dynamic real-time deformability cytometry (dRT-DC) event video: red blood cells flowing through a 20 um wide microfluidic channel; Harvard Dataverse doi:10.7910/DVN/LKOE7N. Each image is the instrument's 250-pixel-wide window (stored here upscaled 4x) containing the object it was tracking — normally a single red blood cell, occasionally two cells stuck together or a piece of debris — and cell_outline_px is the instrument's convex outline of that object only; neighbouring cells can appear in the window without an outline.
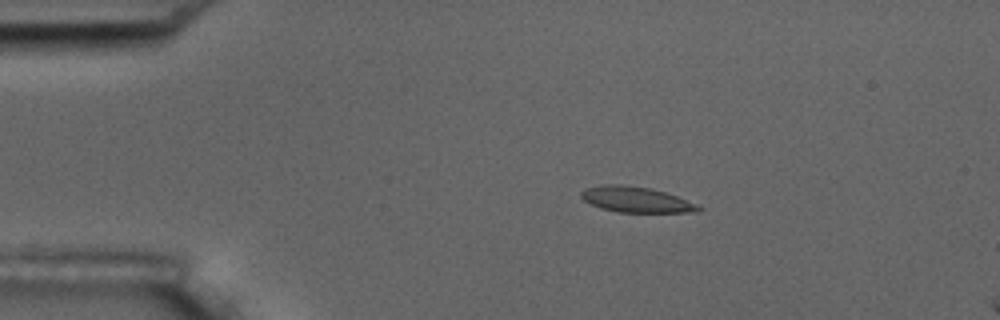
{"species": "common noctule bat (a hibernating species)", "species_latin": "Nyctalus noctula", "temperature_condition": "room temperature", "stored_images_in_passage": 5, "camera_frame_rate_fps": 3000, "um_per_image_px": 0.085, "animal": {"sex": "male", "body_mass_g": 17.5, "forearm_length_mm": 52.3}, "frame": {"image": 1, "passage_image": 3, "time_ms": 2.333, "image_size_px": [1000, 320], "cell_outline_px": [[704, 208], [700, 212], [616, 212], [600, 208], [584, 200], [580, 196], [580, 192], [584, 188], [600, 184], [620, 184], [652, 188], [676, 196], [696, 204]], "centroid_in_image_um": [54.03, 16.96], "position_along_channel_um": 31.0, "area_um2": 17.63}}